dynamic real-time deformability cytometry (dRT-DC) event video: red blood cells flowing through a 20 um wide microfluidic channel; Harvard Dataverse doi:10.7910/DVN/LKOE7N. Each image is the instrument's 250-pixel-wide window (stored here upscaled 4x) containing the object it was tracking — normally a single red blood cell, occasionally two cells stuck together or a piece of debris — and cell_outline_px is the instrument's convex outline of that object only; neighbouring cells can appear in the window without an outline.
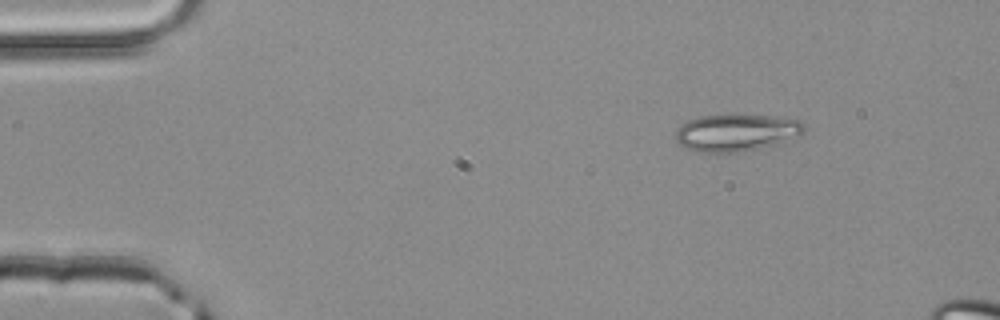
{"species": "common noctule bat (a hibernating species)", "species_latin": "Nyctalus noctula", "temperature_condition": "room temperature", "stored_images_in_passage": 3, "camera_frame_rate_fps": 3000, "um_per_image_px": 0.085, "animal": {"sex": "male", "body_mass_g": 20.4}, "frame": {"image": 1, "passage_image": 1, "time_ms": 0.0, "image_size_px": [1000, 320], "cell_outline_px": [[804, 132], [800, 136], [784, 144], [740, 152], [704, 152], [684, 148], [676, 140], [676, 128], [680, 124], [688, 120], [700, 116], [732, 112], [736, 112], [772, 116], [800, 120], [804, 124]], "centroid_in_image_um": [62.63, 11.24], "position_along_channel_um": 22.4, "area_um2": 29.07}}